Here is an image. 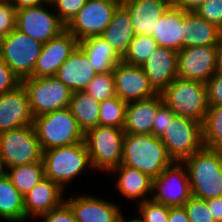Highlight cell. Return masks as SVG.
Returning a JSON list of instances; mask_svg holds the SVG:
<instances>
[{"mask_svg":"<svg viewBox=\"0 0 222 222\" xmlns=\"http://www.w3.org/2000/svg\"><path fill=\"white\" fill-rule=\"evenodd\" d=\"M173 162L159 137L153 134H125L121 164L155 178Z\"/></svg>","mask_w":222,"mask_h":222,"instance_id":"cell-1","label":"cell"},{"mask_svg":"<svg viewBox=\"0 0 222 222\" xmlns=\"http://www.w3.org/2000/svg\"><path fill=\"white\" fill-rule=\"evenodd\" d=\"M182 163L193 197L208 200L222 196V151L203 146Z\"/></svg>","mask_w":222,"mask_h":222,"instance_id":"cell-2","label":"cell"},{"mask_svg":"<svg viewBox=\"0 0 222 222\" xmlns=\"http://www.w3.org/2000/svg\"><path fill=\"white\" fill-rule=\"evenodd\" d=\"M45 177L59 184L64 190L79 178L86 169L93 170L84 141L69 146L43 151Z\"/></svg>","mask_w":222,"mask_h":222,"instance_id":"cell-3","label":"cell"},{"mask_svg":"<svg viewBox=\"0 0 222 222\" xmlns=\"http://www.w3.org/2000/svg\"><path fill=\"white\" fill-rule=\"evenodd\" d=\"M32 125L42 151L84 141V132L69 108L34 117Z\"/></svg>","mask_w":222,"mask_h":222,"instance_id":"cell-4","label":"cell"},{"mask_svg":"<svg viewBox=\"0 0 222 222\" xmlns=\"http://www.w3.org/2000/svg\"><path fill=\"white\" fill-rule=\"evenodd\" d=\"M161 96L176 115L204 122L209 109L206 84L176 77Z\"/></svg>","mask_w":222,"mask_h":222,"instance_id":"cell-5","label":"cell"},{"mask_svg":"<svg viewBox=\"0 0 222 222\" xmlns=\"http://www.w3.org/2000/svg\"><path fill=\"white\" fill-rule=\"evenodd\" d=\"M124 136L123 128L101 125L84 133L93 170L108 174L121 164Z\"/></svg>","mask_w":222,"mask_h":222,"instance_id":"cell-6","label":"cell"},{"mask_svg":"<svg viewBox=\"0 0 222 222\" xmlns=\"http://www.w3.org/2000/svg\"><path fill=\"white\" fill-rule=\"evenodd\" d=\"M0 157L5 170L24 164L41 162L43 151L33 125L1 132Z\"/></svg>","mask_w":222,"mask_h":222,"instance_id":"cell-7","label":"cell"},{"mask_svg":"<svg viewBox=\"0 0 222 222\" xmlns=\"http://www.w3.org/2000/svg\"><path fill=\"white\" fill-rule=\"evenodd\" d=\"M43 45L15 29L0 38V57L22 81L32 76Z\"/></svg>","mask_w":222,"mask_h":222,"instance_id":"cell-8","label":"cell"},{"mask_svg":"<svg viewBox=\"0 0 222 222\" xmlns=\"http://www.w3.org/2000/svg\"><path fill=\"white\" fill-rule=\"evenodd\" d=\"M159 138L174 162H183L204 146L202 124L178 115L168 123Z\"/></svg>","mask_w":222,"mask_h":222,"instance_id":"cell-9","label":"cell"},{"mask_svg":"<svg viewBox=\"0 0 222 222\" xmlns=\"http://www.w3.org/2000/svg\"><path fill=\"white\" fill-rule=\"evenodd\" d=\"M33 117L69 107L71 90L55 76L22 80Z\"/></svg>","mask_w":222,"mask_h":222,"instance_id":"cell-10","label":"cell"},{"mask_svg":"<svg viewBox=\"0 0 222 222\" xmlns=\"http://www.w3.org/2000/svg\"><path fill=\"white\" fill-rule=\"evenodd\" d=\"M16 29L44 44L65 31L66 25L55 13L52 5L44 3L17 10Z\"/></svg>","mask_w":222,"mask_h":222,"instance_id":"cell-11","label":"cell"},{"mask_svg":"<svg viewBox=\"0 0 222 222\" xmlns=\"http://www.w3.org/2000/svg\"><path fill=\"white\" fill-rule=\"evenodd\" d=\"M192 197L188 172L182 162H173L153 178L151 199L170 207L183 206Z\"/></svg>","mask_w":222,"mask_h":222,"instance_id":"cell-12","label":"cell"},{"mask_svg":"<svg viewBox=\"0 0 222 222\" xmlns=\"http://www.w3.org/2000/svg\"><path fill=\"white\" fill-rule=\"evenodd\" d=\"M121 4L87 0L78 14L66 25V30L79 42L89 37L101 36L110 24L114 11Z\"/></svg>","mask_w":222,"mask_h":222,"instance_id":"cell-13","label":"cell"},{"mask_svg":"<svg viewBox=\"0 0 222 222\" xmlns=\"http://www.w3.org/2000/svg\"><path fill=\"white\" fill-rule=\"evenodd\" d=\"M217 46L187 47L178 51V77L206 82L217 72Z\"/></svg>","mask_w":222,"mask_h":222,"instance_id":"cell-14","label":"cell"},{"mask_svg":"<svg viewBox=\"0 0 222 222\" xmlns=\"http://www.w3.org/2000/svg\"><path fill=\"white\" fill-rule=\"evenodd\" d=\"M116 96L127 103L147 99L158 94L141 66L124 63L122 60L112 70Z\"/></svg>","mask_w":222,"mask_h":222,"instance_id":"cell-15","label":"cell"},{"mask_svg":"<svg viewBox=\"0 0 222 222\" xmlns=\"http://www.w3.org/2000/svg\"><path fill=\"white\" fill-rule=\"evenodd\" d=\"M65 198L77 222H119L120 205L91 194L77 193Z\"/></svg>","mask_w":222,"mask_h":222,"instance_id":"cell-16","label":"cell"},{"mask_svg":"<svg viewBox=\"0 0 222 222\" xmlns=\"http://www.w3.org/2000/svg\"><path fill=\"white\" fill-rule=\"evenodd\" d=\"M79 46V41L67 30L44 43L33 70V78L55 76L60 66Z\"/></svg>","mask_w":222,"mask_h":222,"instance_id":"cell-17","label":"cell"},{"mask_svg":"<svg viewBox=\"0 0 222 222\" xmlns=\"http://www.w3.org/2000/svg\"><path fill=\"white\" fill-rule=\"evenodd\" d=\"M33 120L29 97L22 84L0 95V133L32 125Z\"/></svg>","mask_w":222,"mask_h":222,"instance_id":"cell-18","label":"cell"},{"mask_svg":"<svg viewBox=\"0 0 222 222\" xmlns=\"http://www.w3.org/2000/svg\"><path fill=\"white\" fill-rule=\"evenodd\" d=\"M154 89L161 93L178 77V52L159 46L141 66Z\"/></svg>","mask_w":222,"mask_h":222,"instance_id":"cell-19","label":"cell"},{"mask_svg":"<svg viewBox=\"0 0 222 222\" xmlns=\"http://www.w3.org/2000/svg\"><path fill=\"white\" fill-rule=\"evenodd\" d=\"M64 189L56 182L45 177L23 196L25 222L45 214L65 201Z\"/></svg>","mask_w":222,"mask_h":222,"instance_id":"cell-20","label":"cell"},{"mask_svg":"<svg viewBox=\"0 0 222 222\" xmlns=\"http://www.w3.org/2000/svg\"><path fill=\"white\" fill-rule=\"evenodd\" d=\"M172 4L171 0H123L121 5L130 15L136 35H152L156 22Z\"/></svg>","mask_w":222,"mask_h":222,"instance_id":"cell-21","label":"cell"},{"mask_svg":"<svg viewBox=\"0 0 222 222\" xmlns=\"http://www.w3.org/2000/svg\"><path fill=\"white\" fill-rule=\"evenodd\" d=\"M110 174H114L115 188L123 198L133 200V203L151 199L153 178L148 174L123 164L114 168Z\"/></svg>","mask_w":222,"mask_h":222,"instance_id":"cell-22","label":"cell"},{"mask_svg":"<svg viewBox=\"0 0 222 222\" xmlns=\"http://www.w3.org/2000/svg\"><path fill=\"white\" fill-rule=\"evenodd\" d=\"M97 71L94 70L84 51L78 46L60 66L55 77L71 92L84 91L93 80Z\"/></svg>","mask_w":222,"mask_h":222,"instance_id":"cell-23","label":"cell"},{"mask_svg":"<svg viewBox=\"0 0 222 222\" xmlns=\"http://www.w3.org/2000/svg\"><path fill=\"white\" fill-rule=\"evenodd\" d=\"M161 93L153 97L129 102L126 107L125 134H152L158 108L163 104Z\"/></svg>","mask_w":222,"mask_h":222,"instance_id":"cell-24","label":"cell"},{"mask_svg":"<svg viewBox=\"0 0 222 222\" xmlns=\"http://www.w3.org/2000/svg\"><path fill=\"white\" fill-rule=\"evenodd\" d=\"M186 12L172 4L158 19L151 35L158 46L171 48L177 52L183 49L182 17Z\"/></svg>","mask_w":222,"mask_h":222,"instance_id":"cell-25","label":"cell"},{"mask_svg":"<svg viewBox=\"0 0 222 222\" xmlns=\"http://www.w3.org/2000/svg\"><path fill=\"white\" fill-rule=\"evenodd\" d=\"M183 48L217 46L221 38L220 28L209 23L195 12H186L182 17Z\"/></svg>","mask_w":222,"mask_h":222,"instance_id":"cell-26","label":"cell"},{"mask_svg":"<svg viewBox=\"0 0 222 222\" xmlns=\"http://www.w3.org/2000/svg\"><path fill=\"white\" fill-rule=\"evenodd\" d=\"M136 35L127 10L118 6L114 11L110 24L101 34V37L113 48L122 59L127 53L133 37Z\"/></svg>","mask_w":222,"mask_h":222,"instance_id":"cell-27","label":"cell"},{"mask_svg":"<svg viewBox=\"0 0 222 222\" xmlns=\"http://www.w3.org/2000/svg\"><path fill=\"white\" fill-rule=\"evenodd\" d=\"M79 47L84 51L97 73L112 71L122 60L101 36L84 39L79 42Z\"/></svg>","mask_w":222,"mask_h":222,"instance_id":"cell-28","label":"cell"},{"mask_svg":"<svg viewBox=\"0 0 222 222\" xmlns=\"http://www.w3.org/2000/svg\"><path fill=\"white\" fill-rule=\"evenodd\" d=\"M0 221L25 222L23 195L5 174L0 177Z\"/></svg>","mask_w":222,"mask_h":222,"instance_id":"cell-29","label":"cell"},{"mask_svg":"<svg viewBox=\"0 0 222 222\" xmlns=\"http://www.w3.org/2000/svg\"><path fill=\"white\" fill-rule=\"evenodd\" d=\"M68 108L84 133L99 125L100 102L86 92H72Z\"/></svg>","mask_w":222,"mask_h":222,"instance_id":"cell-30","label":"cell"},{"mask_svg":"<svg viewBox=\"0 0 222 222\" xmlns=\"http://www.w3.org/2000/svg\"><path fill=\"white\" fill-rule=\"evenodd\" d=\"M6 175L11 179L14 187L24 196L45 178L43 160L9 168L6 170Z\"/></svg>","mask_w":222,"mask_h":222,"instance_id":"cell-31","label":"cell"},{"mask_svg":"<svg viewBox=\"0 0 222 222\" xmlns=\"http://www.w3.org/2000/svg\"><path fill=\"white\" fill-rule=\"evenodd\" d=\"M204 147L222 151V105L209 106L202 123Z\"/></svg>","mask_w":222,"mask_h":222,"instance_id":"cell-32","label":"cell"},{"mask_svg":"<svg viewBox=\"0 0 222 222\" xmlns=\"http://www.w3.org/2000/svg\"><path fill=\"white\" fill-rule=\"evenodd\" d=\"M158 47L151 35H135L122 61L129 65L142 66Z\"/></svg>","mask_w":222,"mask_h":222,"instance_id":"cell-33","label":"cell"},{"mask_svg":"<svg viewBox=\"0 0 222 222\" xmlns=\"http://www.w3.org/2000/svg\"><path fill=\"white\" fill-rule=\"evenodd\" d=\"M127 104L117 96L101 101L99 125L123 128Z\"/></svg>","mask_w":222,"mask_h":222,"instance_id":"cell-34","label":"cell"},{"mask_svg":"<svg viewBox=\"0 0 222 222\" xmlns=\"http://www.w3.org/2000/svg\"><path fill=\"white\" fill-rule=\"evenodd\" d=\"M114 83L112 71L97 73L84 92L101 102L116 96Z\"/></svg>","mask_w":222,"mask_h":222,"instance_id":"cell-35","label":"cell"},{"mask_svg":"<svg viewBox=\"0 0 222 222\" xmlns=\"http://www.w3.org/2000/svg\"><path fill=\"white\" fill-rule=\"evenodd\" d=\"M138 214L144 222H168L170 206L163 205L152 199L136 203Z\"/></svg>","mask_w":222,"mask_h":222,"instance_id":"cell-36","label":"cell"},{"mask_svg":"<svg viewBox=\"0 0 222 222\" xmlns=\"http://www.w3.org/2000/svg\"><path fill=\"white\" fill-rule=\"evenodd\" d=\"M190 222H215L206 200L191 197L183 204Z\"/></svg>","mask_w":222,"mask_h":222,"instance_id":"cell-37","label":"cell"},{"mask_svg":"<svg viewBox=\"0 0 222 222\" xmlns=\"http://www.w3.org/2000/svg\"><path fill=\"white\" fill-rule=\"evenodd\" d=\"M87 0H55L51 5L60 20L67 25Z\"/></svg>","mask_w":222,"mask_h":222,"instance_id":"cell-38","label":"cell"},{"mask_svg":"<svg viewBox=\"0 0 222 222\" xmlns=\"http://www.w3.org/2000/svg\"><path fill=\"white\" fill-rule=\"evenodd\" d=\"M195 13L209 23L222 28V0H207L196 9Z\"/></svg>","mask_w":222,"mask_h":222,"instance_id":"cell-39","label":"cell"},{"mask_svg":"<svg viewBox=\"0 0 222 222\" xmlns=\"http://www.w3.org/2000/svg\"><path fill=\"white\" fill-rule=\"evenodd\" d=\"M16 11L10 0H0V38L16 29Z\"/></svg>","mask_w":222,"mask_h":222,"instance_id":"cell-40","label":"cell"},{"mask_svg":"<svg viewBox=\"0 0 222 222\" xmlns=\"http://www.w3.org/2000/svg\"><path fill=\"white\" fill-rule=\"evenodd\" d=\"M41 222H77L70 206L64 201L60 206L53 210L36 217Z\"/></svg>","mask_w":222,"mask_h":222,"instance_id":"cell-41","label":"cell"},{"mask_svg":"<svg viewBox=\"0 0 222 222\" xmlns=\"http://www.w3.org/2000/svg\"><path fill=\"white\" fill-rule=\"evenodd\" d=\"M21 84L20 78L0 57V95L12 91Z\"/></svg>","mask_w":222,"mask_h":222,"instance_id":"cell-42","label":"cell"},{"mask_svg":"<svg viewBox=\"0 0 222 222\" xmlns=\"http://www.w3.org/2000/svg\"><path fill=\"white\" fill-rule=\"evenodd\" d=\"M209 106L222 105V73L216 72L207 82Z\"/></svg>","mask_w":222,"mask_h":222,"instance_id":"cell-43","label":"cell"},{"mask_svg":"<svg viewBox=\"0 0 222 222\" xmlns=\"http://www.w3.org/2000/svg\"><path fill=\"white\" fill-rule=\"evenodd\" d=\"M176 114L163 103L157 111L156 119L152 125V134L156 137H160L166 130L168 123L172 121Z\"/></svg>","mask_w":222,"mask_h":222,"instance_id":"cell-44","label":"cell"},{"mask_svg":"<svg viewBox=\"0 0 222 222\" xmlns=\"http://www.w3.org/2000/svg\"><path fill=\"white\" fill-rule=\"evenodd\" d=\"M208 209L215 222H222V196L206 200Z\"/></svg>","mask_w":222,"mask_h":222,"instance_id":"cell-45","label":"cell"},{"mask_svg":"<svg viewBox=\"0 0 222 222\" xmlns=\"http://www.w3.org/2000/svg\"><path fill=\"white\" fill-rule=\"evenodd\" d=\"M168 222H190L183 206L170 207Z\"/></svg>","mask_w":222,"mask_h":222,"instance_id":"cell-46","label":"cell"},{"mask_svg":"<svg viewBox=\"0 0 222 222\" xmlns=\"http://www.w3.org/2000/svg\"><path fill=\"white\" fill-rule=\"evenodd\" d=\"M207 0H175L173 4L185 12H195Z\"/></svg>","mask_w":222,"mask_h":222,"instance_id":"cell-47","label":"cell"},{"mask_svg":"<svg viewBox=\"0 0 222 222\" xmlns=\"http://www.w3.org/2000/svg\"><path fill=\"white\" fill-rule=\"evenodd\" d=\"M12 5L19 10L24 7H34L41 4H44V0H10Z\"/></svg>","mask_w":222,"mask_h":222,"instance_id":"cell-48","label":"cell"},{"mask_svg":"<svg viewBox=\"0 0 222 222\" xmlns=\"http://www.w3.org/2000/svg\"><path fill=\"white\" fill-rule=\"evenodd\" d=\"M217 72L222 73V36L217 44Z\"/></svg>","mask_w":222,"mask_h":222,"instance_id":"cell-49","label":"cell"},{"mask_svg":"<svg viewBox=\"0 0 222 222\" xmlns=\"http://www.w3.org/2000/svg\"><path fill=\"white\" fill-rule=\"evenodd\" d=\"M124 213H121L120 214V218H119V222H144L143 220H142V218L138 215V217L136 216V218L134 217V218H128V219H126L127 217H125L124 215H123Z\"/></svg>","mask_w":222,"mask_h":222,"instance_id":"cell-50","label":"cell"},{"mask_svg":"<svg viewBox=\"0 0 222 222\" xmlns=\"http://www.w3.org/2000/svg\"><path fill=\"white\" fill-rule=\"evenodd\" d=\"M6 174L5 167L3 165L2 159L0 157V177L4 176Z\"/></svg>","mask_w":222,"mask_h":222,"instance_id":"cell-51","label":"cell"},{"mask_svg":"<svg viewBox=\"0 0 222 222\" xmlns=\"http://www.w3.org/2000/svg\"><path fill=\"white\" fill-rule=\"evenodd\" d=\"M96 1H103L107 3H122L123 0H96Z\"/></svg>","mask_w":222,"mask_h":222,"instance_id":"cell-52","label":"cell"},{"mask_svg":"<svg viewBox=\"0 0 222 222\" xmlns=\"http://www.w3.org/2000/svg\"><path fill=\"white\" fill-rule=\"evenodd\" d=\"M55 0H44L45 3L52 4Z\"/></svg>","mask_w":222,"mask_h":222,"instance_id":"cell-53","label":"cell"}]
</instances>
